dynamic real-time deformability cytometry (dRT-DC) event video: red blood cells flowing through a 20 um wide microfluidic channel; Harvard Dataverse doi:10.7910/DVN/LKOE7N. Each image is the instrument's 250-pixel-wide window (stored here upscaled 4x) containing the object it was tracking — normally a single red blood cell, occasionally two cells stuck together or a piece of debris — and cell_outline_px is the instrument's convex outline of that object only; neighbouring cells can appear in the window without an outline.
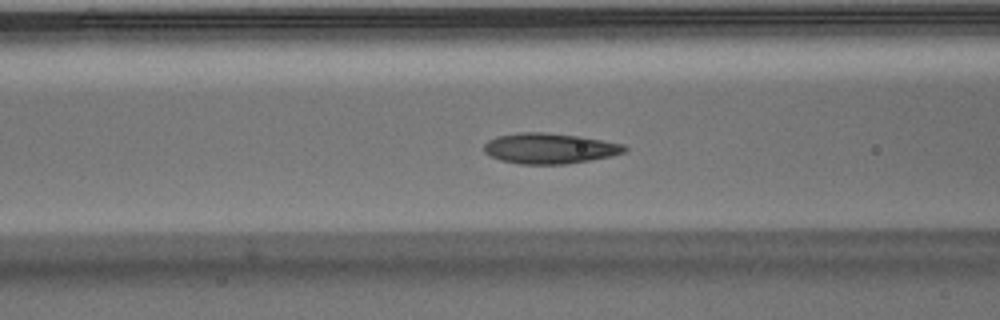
{"species": "Egyptian fruit bat (a non-hibernating species)", "species_latin": "Rousettus aegyptiacus", "temperature_condition": "warm", "stored_images_in_passage": 51, "camera_frame_rate_fps": 3000, "um_per_image_px": 0.085, "animal": {"sex": "male"}, "frame": {"image": 1, "passage_image": 20, "time_ms": 6.333, "image_size_px": [1000, 320], "cell_outline_px": [[628, 148], [624, 152], [612, 156], [564, 164], [520, 164], [500, 160], [488, 156], [484, 152], [484, 144], [488, 140], [496, 136], [520, 132], [544, 132], [580, 136], [624, 144]], "centroid_in_image_um": [46.68, 12.61], "position_along_channel_um": 119.9, "area_um2": 25.09}}
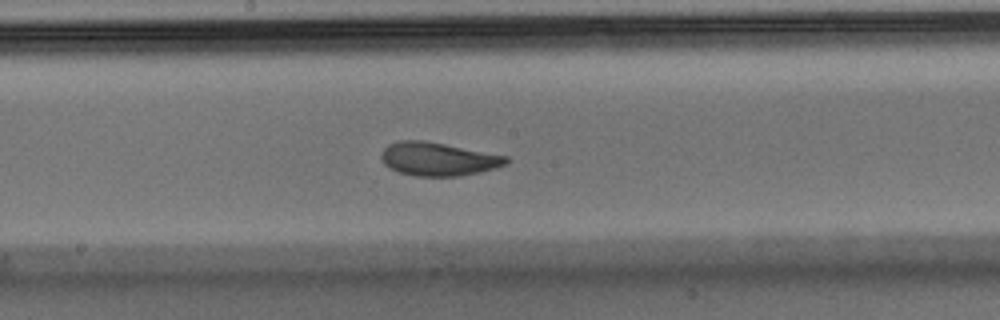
{"frame": {"image": 2, "passage_image": 27, "time_ms": 8.667, "image_size_px": [1000, 320], "cell_outline_px": [[508, 164], [480, 172], [456, 176], [416, 176], [400, 172], [388, 168], [384, 164], [380, 156], [380, 152], [388, 144], [396, 140], [424, 140], [508, 156]], "centroid_in_image_um": [37.2, 13.51], "position_along_channel_um": 211.0, "area_um2": 24.39}}
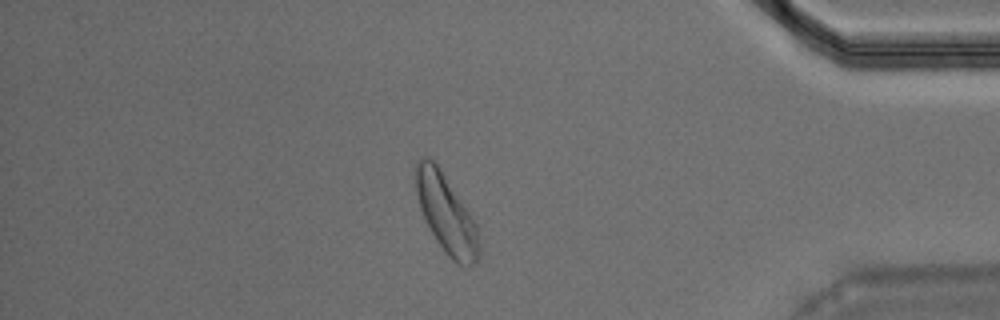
{"frame": {"image": 3, "passage_image": 44, "time_ms": 14.333, "image_size_px": [1000, 320], "cell_outline_px": [[480, 256], [476, 264], [472, 268], [456, 264], [448, 256], [436, 240], [420, 208], [416, 192], [416, 160], [420, 156], [428, 156], [436, 164], [472, 216], [476, 224], [480, 244]], "centroid_in_image_um": [37.96, 18.23], "position_along_channel_um": 397.2, "area_um2": 28.78}, "authors_computed_cell_mechanics": {"area_um2": 24.3916, "velocity_mm_per_s": 3.8978, "shape_relaxation_time_tau1_ms": 2.8149, "shape_relaxation_time_tau2_ms": 1.6797, "deformation_change_tau1": 0.1268, "deformation_change_tau2": 0.0679}}